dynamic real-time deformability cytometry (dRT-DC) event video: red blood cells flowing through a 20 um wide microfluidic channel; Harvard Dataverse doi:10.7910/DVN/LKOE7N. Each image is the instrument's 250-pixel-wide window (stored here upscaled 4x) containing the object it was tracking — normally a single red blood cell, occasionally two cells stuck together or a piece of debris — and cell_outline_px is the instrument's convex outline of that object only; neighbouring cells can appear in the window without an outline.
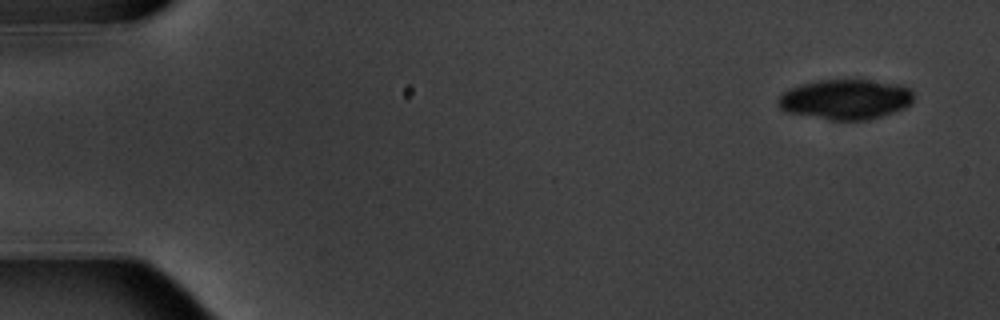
{"species": "common noctule bat (a hibernating species)", "species_latin": "Nyctalus noctula", "temperature_condition": "warm", "stored_images_in_passage": 5, "camera_frame_rate_fps": 3000, "um_per_image_px": 0.085, "animal": {"sex": "male", "body_mass_g": 20.1, "forearm_length_mm": 53.5}, "frame": {"image": 1, "passage_image": 1, "time_ms": 0.0, "image_size_px": [1000, 320], "cell_outline_px": [[912, 100], [904, 108], [868, 120], [828, 120], [784, 112], [780, 108], [780, 96], [788, 88], [800, 84], [816, 80], [868, 80], [904, 84], [912, 88]], "centroid_in_image_um": [71.87, 8.44], "position_along_channel_um": 13.1, "area_um2": 31.79}}